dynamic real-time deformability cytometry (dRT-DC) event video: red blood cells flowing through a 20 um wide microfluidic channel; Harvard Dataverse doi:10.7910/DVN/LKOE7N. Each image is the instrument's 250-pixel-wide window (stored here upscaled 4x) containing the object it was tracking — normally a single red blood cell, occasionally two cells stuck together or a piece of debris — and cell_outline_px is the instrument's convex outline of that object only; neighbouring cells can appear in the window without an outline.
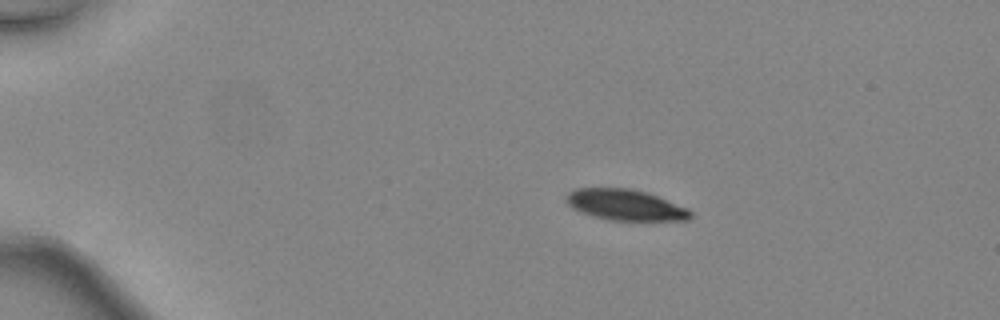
{"species": "common noctule bat (a hibernating species)", "species_latin": "Nyctalus noctula", "temperature_condition": "warm", "stored_images_in_passage": 47, "camera_frame_rate_fps": 3000, "um_per_image_px": 0.085, "animal": {"sex": "female", "body_mass_g": 24.6, "forearm_length_mm": 56.2}, "frame": {"image": 1, "passage_image": 10, "time_ms": 3.0, "image_size_px": [1000, 320], "cell_outline_px": [[692, 216], [688, 220], [608, 220], [580, 212], [572, 208], [564, 200], [564, 196], [568, 192], [576, 188], [628, 188], [648, 192], [688, 208], [692, 212]], "centroid_in_image_um": [53.13, 17.41], "position_along_channel_um": 31.9, "area_um2": 22.54}}
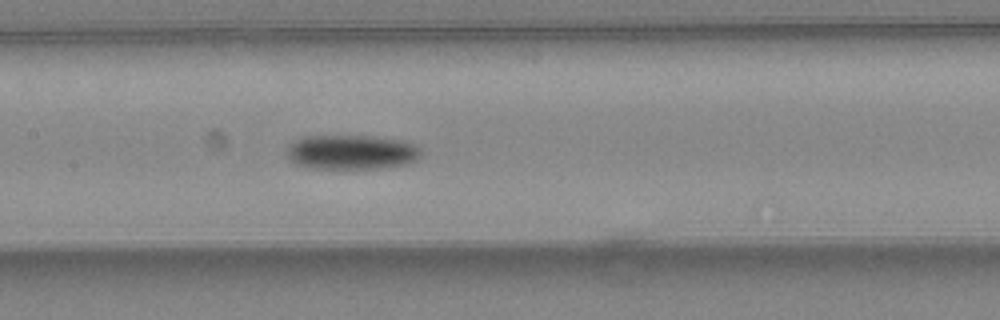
{"frame": {"image": 2, "passage_image": 25, "time_ms": 8.0, "image_size_px": [1000, 320], "cell_outline_px": [[420, 156], [416, 160], [408, 164], [380, 168], [308, 168], [296, 164], [288, 156], [284, 148], [292, 140], [304, 136], [372, 136], [404, 140], [416, 144], [420, 148]], "centroid_in_image_um": [29.86, 12.92], "position_along_channel_um": 177.5, "area_um2": 27.4}}
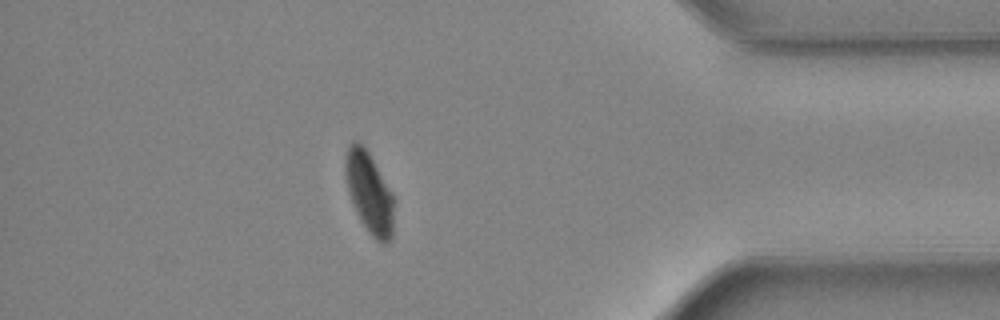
{"frame": {"image": 3, "passage_image": 42, "time_ms": 13.667, "image_size_px": [1000, 320], "cell_outline_px": [[396, 200], [392, 240], [388, 244], [384, 244], [376, 240], [368, 232], [360, 220], [356, 212], [348, 188], [344, 172], [344, 160], [348, 148], [352, 140], [356, 140], [368, 152], [392, 192]], "centroid_in_image_um": [31.43, 16.44], "position_along_channel_um": 403.8, "area_um2": 23.29}, "authors_computed_cell_mechanics": {"area_um2": 24.7384, "velocity_mm_per_s": 4.529, "shape_relaxation_time_tau1_ms": 2.0278, "shape_relaxation_time_tau2_ms": null, "deformation_change_tau1": 0.1224, "deformation_change_tau2": null}}